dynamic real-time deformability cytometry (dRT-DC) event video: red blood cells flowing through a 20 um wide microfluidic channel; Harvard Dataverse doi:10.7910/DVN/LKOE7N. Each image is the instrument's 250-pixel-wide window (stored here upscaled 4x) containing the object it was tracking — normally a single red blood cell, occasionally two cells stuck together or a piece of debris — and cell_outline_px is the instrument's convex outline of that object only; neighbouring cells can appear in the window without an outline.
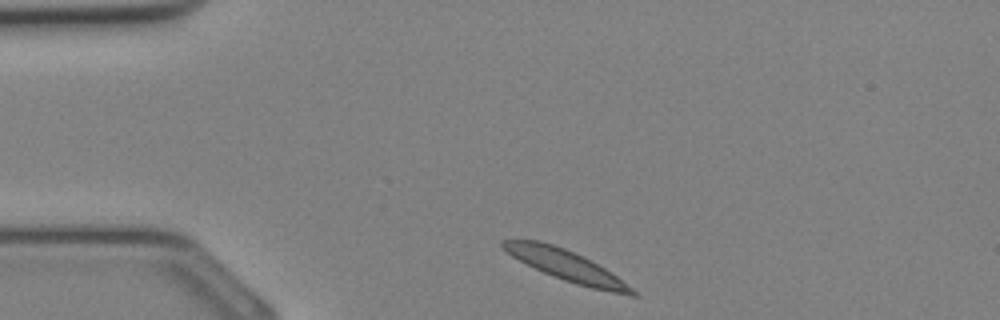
{"species": "Egyptian fruit bat (a non-hibernating species)", "species_latin": "Rousettus aegyptiacus", "temperature_condition": "cold", "stored_images_in_passage": 32, "camera_frame_rate_fps": 3000, "um_per_image_px": 0.085, "animal": {"sex": "female"}, "frame": {"image": 1, "passage_image": 1, "time_ms": 0.0, "image_size_px": [1000, 320], "cell_outline_px": [[640, 296], [628, 296], [592, 288], [576, 284], [552, 276], [512, 256], [500, 244], [500, 240], [540, 240], [564, 248], [604, 268], [616, 276], [632, 288]], "centroid_in_image_um": [48.14, 22.59], "position_along_channel_um": 36.9, "area_um2": 22.48}}
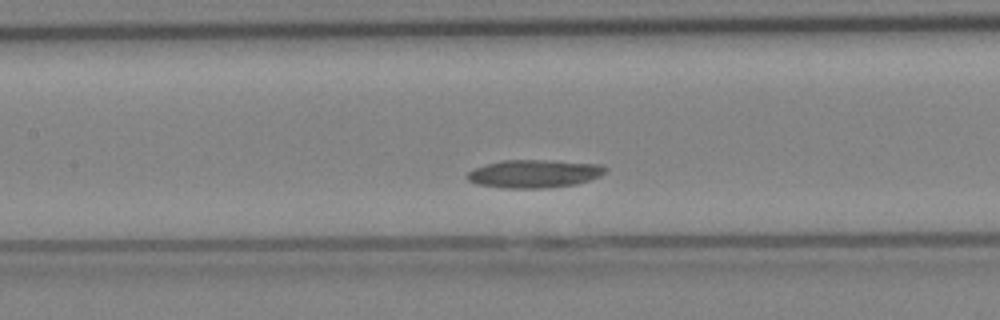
{"frame": {"image": 2, "passage_image": 11, "time_ms": 3.333, "image_size_px": [1000, 320], "cell_outline_px": [[608, 168], [600, 176], [576, 184], [548, 188], [504, 188], [476, 184], [468, 180], [464, 176], [472, 168], [500, 160], [556, 160], [604, 164]], "centroid_in_image_um": [45.4, 14.75], "position_along_channel_um": 162.0, "area_um2": 23.0}}
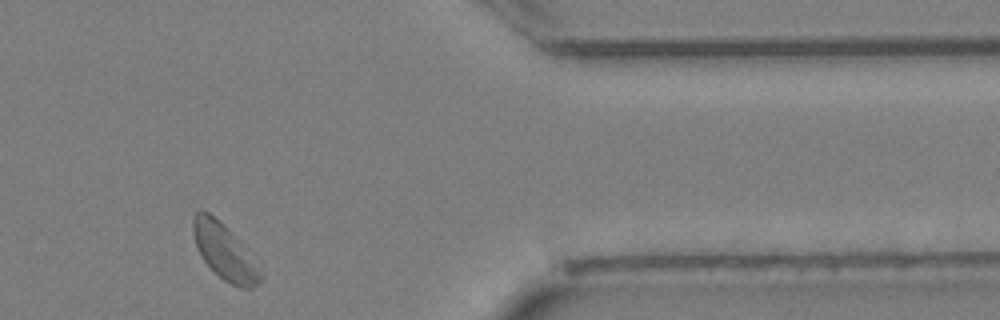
{"frame": {"image": 3, "passage_image": 25, "time_ms": 8.0, "image_size_px": [1000, 320], "cell_outline_px": [[264, 276], [252, 288], [240, 288], [224, 280], [200, 256], [196, 248], [192, 232], [192, 216], [200, 208], [208, 212], [220, 220], [248, 248]], "centroid_in_image_um": [19.08, 21.35], "position_along_channel_um": 392.3, "area_um2": 22.2}}